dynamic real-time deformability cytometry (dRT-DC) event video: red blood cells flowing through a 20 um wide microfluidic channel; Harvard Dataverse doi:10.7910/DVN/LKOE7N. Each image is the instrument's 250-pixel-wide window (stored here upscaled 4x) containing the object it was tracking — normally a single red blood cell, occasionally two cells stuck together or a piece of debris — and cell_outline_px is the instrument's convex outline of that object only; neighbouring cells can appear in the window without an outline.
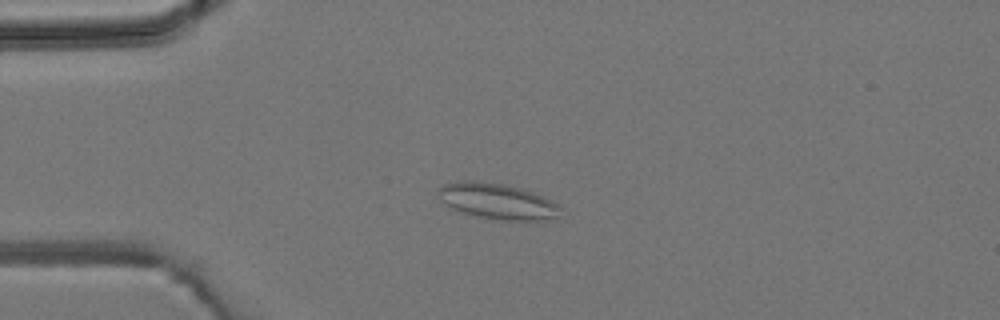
{"species": "common noctule bat (a hibernating species)", "species_latin": "Nyctalus noctula", "temperature_condition": "room temperature", "stored_images_in_passage": 2, "camera_frame_rate_fps": 3000, "um_per_image_px": 0.085, "animal": {"sex": "male", "body_mass_g": 19.2, "forearm_length_mm": 51.8}, "frame": {"image": 1, "passage_image": 2, "time_ms": 1.333, "image_size_px": [1000, 320], "cell_outline_px": [[560, 208], [556, 216], [536, 220], [500, 220], [480, 216], [464, 212], [452, 208], [440, 200], [436, 192], [444, 184], [464, 180], [472, 180], [504, 184], [520, 188], [532, 192], [552, 200]], "centroid_in_image_um": [42.21, 17.08], "position_along_channel_um": 42.8, "area_um2": 24.91}}